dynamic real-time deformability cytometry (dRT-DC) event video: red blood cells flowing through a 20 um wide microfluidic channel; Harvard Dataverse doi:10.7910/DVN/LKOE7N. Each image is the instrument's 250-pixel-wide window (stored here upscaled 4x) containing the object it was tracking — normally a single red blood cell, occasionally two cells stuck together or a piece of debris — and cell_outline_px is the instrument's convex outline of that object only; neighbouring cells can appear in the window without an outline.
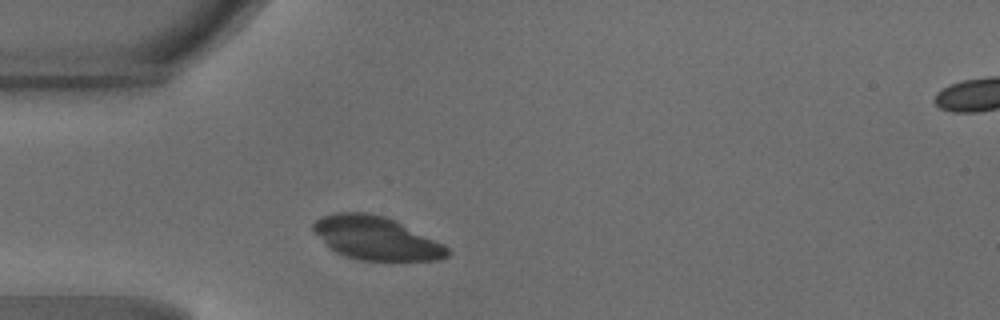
{"species": "common noctule bat (a hibernating species)", "species_latin": "Nyctalus noctula", "temperature_condition": "warm", "stored_images_in_passage": 38, "camera_frame_rate_fps": 3000, "um_per_image_px": 0.085, "animal": {"sex": "male", "body_mass_g": 18.8}, "frame": {"image": 1, "passage_image": 4, "time_ms": 1.0, "image_size_px": [1000, 320], "cell_outline_px": [[452, 252], [448, 256], [440, 260], [360, 260], [344, 256], [336, 252], [312, 228], [312, 224], [320, 216], [336, 212], [368, 212], [384, 216], [444, 244]], "centroid_in_image_um": [31.98, 20.24], "position_along_channel_um": 53.0, "area_um2": 33.41}}
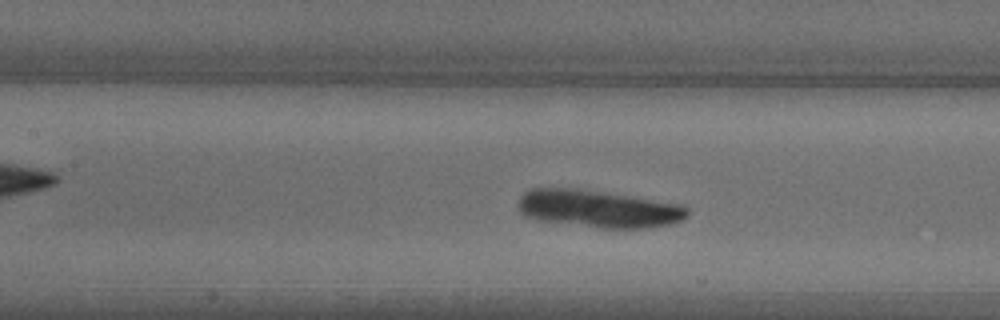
{"frame": {"image": 2, "passage_image": 12, "time_ms": 3.667, "image_size_px": [1000, 320], "cell_outline_px": [[692, 212], [688, 216], [680, 220], [668, 224], [648, 228], [600, 228], [536, 220], [524, 216], [520, 212], [520, 196], [524, 192], [532, 188], [580, 188], [684, 204]], "centroid_in_image_um": [50.89, 17.74], "position_along_channel_um": 156.5, "area_um2": 37.34}}
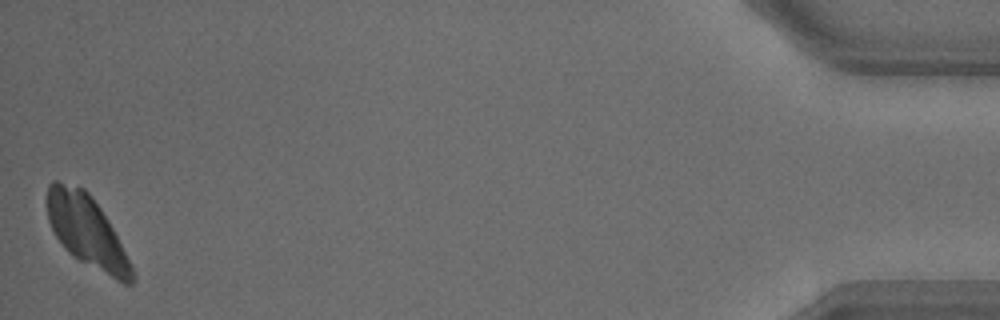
{"frame": {"image": 3, "passage_image": 38, "time_ms": 12.333, "image_size_px": [1000, 320], "cell_outline_px": [[136, 280], [132, 284], [124, 284], [116, 280], [72, 256], [64, 248], [56, 236], [48, 220], [48, 184], [52, 180], [56, 180], [84, 188], [92, 196], [100, 208], [112, 228], [132, 264], [136, 276]], "centroid_in_image_um": [7.4, 19.68], "position_along_channel_um": 427.8, "area_um2": 35.08}}